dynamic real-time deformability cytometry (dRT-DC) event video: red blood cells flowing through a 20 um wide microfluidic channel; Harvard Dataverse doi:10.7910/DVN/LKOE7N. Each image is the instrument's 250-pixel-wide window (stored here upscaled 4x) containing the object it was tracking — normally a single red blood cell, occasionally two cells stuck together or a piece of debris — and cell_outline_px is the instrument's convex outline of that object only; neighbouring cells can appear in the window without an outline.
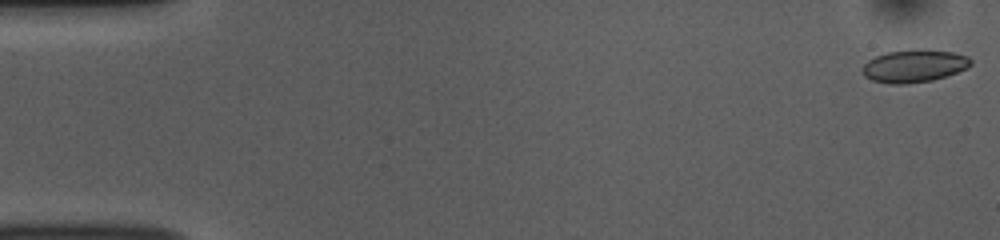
{"species": "common noctule bat (a hibernating species)", "species_latin": "Nyctalus noctula", "temperature_condition": "room temperature", "stored_images_in_passage": 53, "camera_frame_rate_fps": 3000, "um_per_image_px": 0.085, "animal": {"sex": "female", "body_mass_g": 10.0, "forearm_length_mm": 53.1}, "frame": {"image": 1, "passage_image": 1, "time_ms": 0.0, "image_size_px": [1000, 240], "cell_outline_px": [[972, 64], [968, 68], [932, 80], [904, 84], [892, 84], [872, 80], [864, 76], [860, 68], [868, 60], [876, 56], [888, 52], [916, 48], [924, 48], [952, 52], [968, 56], [972, 60]], "centroid_in_image_um": [77.7, 5.59], "position_along_channel_um": 7.3, "area_um2": 20.81}}
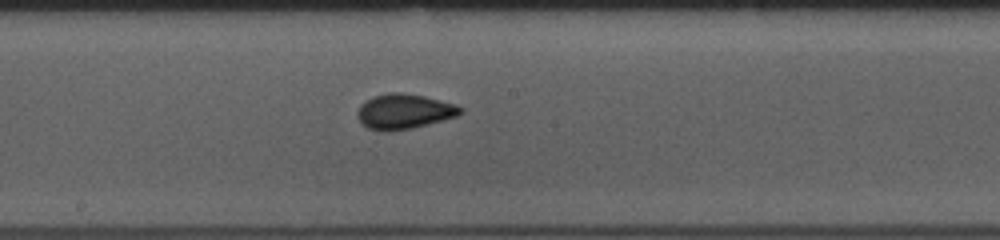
{"frame": {"image": 2, "passage_image": 28, "time_ms": 9.0, "image_size_px": [1000, 240], "cell_outline_px": [[464, 112], [456, 116], [428, 124], [412, 128], [388, 132], [384, 132], [368, 128], [356, 116], [356, 112], [360, 104], [364, 100], [372, 96], [388, 92], [400, 92], [424, 96], [456, 104], [464, 108]], "centroid_in_image_um": [34.33, 9.46], "position_along_channel_um": 213.9, "area_um2": 21.27}}
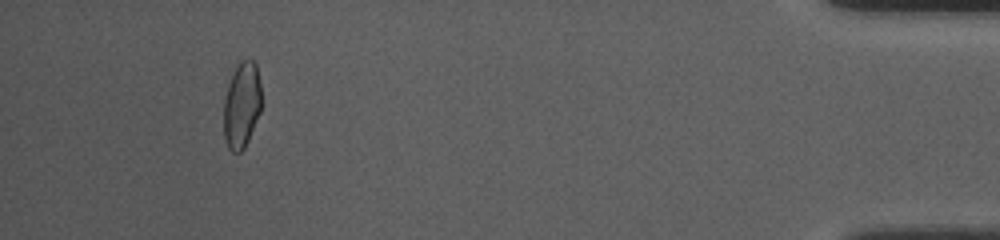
{"frame": {"image": 3, "passage_image": 49, "time_ms": 16.0, "image_size_px": [1000, 240], "cell_outline_px": [[260, 112], [248, 140], [244, 148], [240, 152], [232, 152], [228, 148], [224, 136], [224, 100], [228, 84], [240, 60], [252, 60], [256, 64], [260, 84]], "centroid_in_image_um": [20.54, 8.95], "position_along_channel_um": 414.7, "area_um2": 18.61}, "authors_computed_cell_mechanics": {"area_um2": 20.1722, "velocity_mm_per_s": 3.8042, "shape_relaxation_time_tau1_ms": 8.4097, "shape_relaxation_time_tau2_ms": 1.175, "deformation_change_tau1": 0.1269, "deformation_change_tau2": 0.066}}